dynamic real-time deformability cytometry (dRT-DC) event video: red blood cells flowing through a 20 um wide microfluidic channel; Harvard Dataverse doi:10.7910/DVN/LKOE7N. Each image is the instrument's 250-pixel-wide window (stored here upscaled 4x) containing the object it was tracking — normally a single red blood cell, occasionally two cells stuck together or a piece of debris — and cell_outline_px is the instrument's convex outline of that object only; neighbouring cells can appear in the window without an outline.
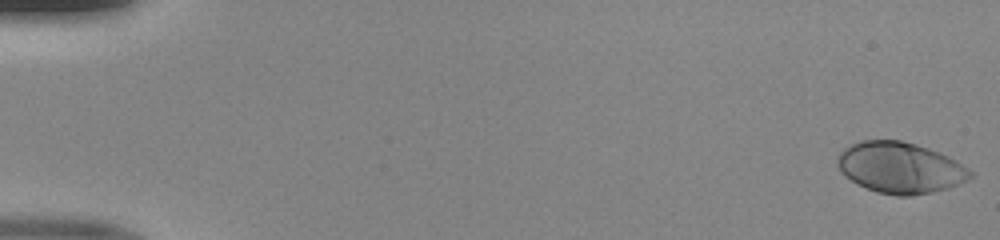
{"species": "human", "species_latin": "Homo sapiens", "temperature_condition": "room temperature", "stored_images_in_passage": 50, "camera_frame_rate_fps": 3000, "um_per_image_px": 0.085, "donor": {"sex": "male"}, "frame": {"image": 1, "passage_image": 1, "time_ms": 0.0, "image_size_px": [1000, 240], "cell_outline_px": [[972, 176], [968, 180], [948, 188], [912, 196], [896, 196], [876, 192], [856, 184], [844, 176], [840, 172], [836, 164], [836, 160], [840, 152], [844, 148], [860, 140], [900, 140], [928, 148], [940, 152], [956, 160], [968, 168], [972, 172]], "centroid_in_image_um": [76.48, 14.26], "position_along_channel_um": 8.5, "area_um2": 39.77}}
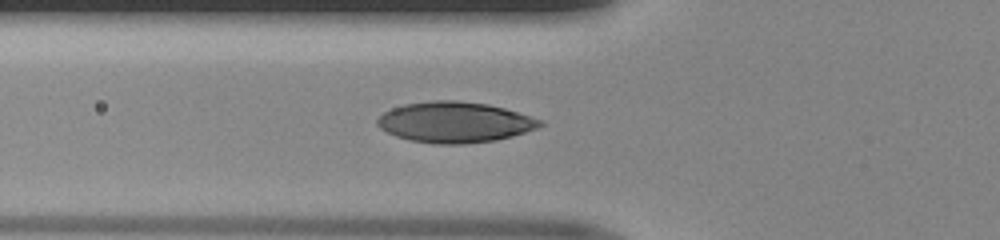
{"frame": {"image": 2, "passage_image": 19, "time_ms": 6.0, "image_size_px": [1000, 240], "cell_outline_px": [[544, 124], [536, 128], [512, 136], [496, 140], [464, 144], [432, 144], [408, 140], [396, 136], [380, 128], [376, 124], [376, 120], [384, 112], [392, 108], [404, 104], [432, 100], [456, 100], [488, 104], [504, 108], [544, 120]], "centroid_in_image_um": [38.64, 10.39], "position_along_channel_um": 87.2, "area_um2": 38.73}}
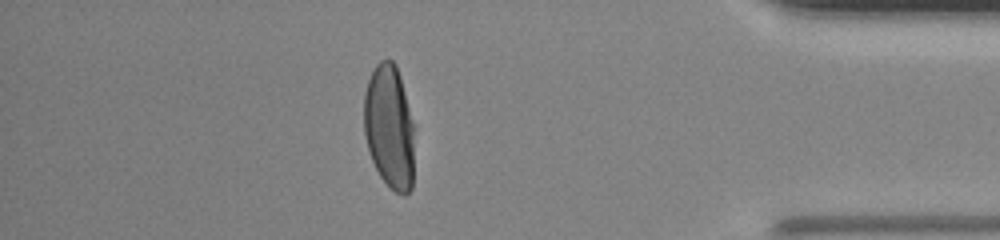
{"frame": {"image": 3, "passage_image": 44, "time_ms": 14.333, "image_size_px": [1000, 240], "cell_outline_px": [[412, 188], [404, 196], [396, 192], [380, 176], [368, 152], [364, 132], [364, 92], [368, 80], [376, 64], [380, 60], [392, 60], [396, 64], [400, 76], [412, 124]], "centroid_in_image_um": [33.05, 10.77], "position_along_channel_um": 402.1, "area_um2": 35.78}}